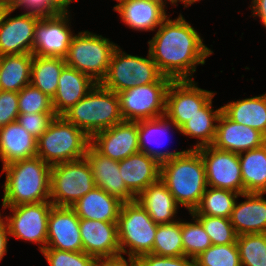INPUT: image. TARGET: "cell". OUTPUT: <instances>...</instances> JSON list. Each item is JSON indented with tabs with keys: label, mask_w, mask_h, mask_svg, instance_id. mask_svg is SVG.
Instances as JSON below:
<instances>
[{
	"label": "cell",
	"mask_w": 266,
	"mask_h": 266,
	"mask_svg": "<svg viewBox=\"0 0 266 266\" xmlns=\"http://www.w3.org/2000/svg\"><path fill=\"white\" fill-rule=\"evenodd\" d=\"M148 44L152 60L172 80H193L197 65L213 54L181 13L174 20L169 15Z\"/></svg>",
	"instance_id": "cell-1"
},
{
	"label": "cell",
	"mask_w": 266,
	"mask_h": 266,
	"mask_svg": "<svg viewBox=\"0 0 266 266\" xmlns=\"http://www.w3.org/2000/svg\"><path fill=\"white\" fill-rule=\"evenodd\" d=\"M159 179L173 195L176 203L191 213L199 205L207 188L201 154L197 149H184L180 154L162 161Z\"/></svg>",
	"instance_id": "cell-2"
},
{
	"label": "cell",
	"mask_w": 266,
	"mask_h": 266,
	"mask_svg": "<svg viewBox=\"0 0 266 266\" xmlns=\"http://www.w3.org/2000/svg\"><path fill=\"white\" fill-rule=\"evenodd\" d=\"M6 172L2 207L50 201L51 166L40 157L11 163Z\"/></svg>",
	"instance_id": "cell-3"
},
{
	"label": "cell",
	"mask_w": 266,
	"mask_h": 266,
	"mask_svg": "<svg viewBox=\"0 0 266 266\" xmlns=\"http://www.w3.org/2000/svg\"><path fill=\"white\" fill-rule=\"evenodd\" d=\"M62 116L80 128L89 138L124 121L117 93L100 83Z\"/></svg>",
	"instance_id": "cell-4"
},
{
	"label": "cell",
	"mask_w": 266,
	"mask_h": 266,
	"mask_svg": "<svg viewBox=\"0 0 266 266\" xmlns=\"http://www.w3.org/2000/svg\"><path fill=\"white\" fill-rule=\"evenodd\" d=\"M90 138L63 116H56L37 139V157L50 166L84 158Z\"/></svg>",
	"instance_id": "cell-5"
},
{
	"label": "cell",
	"mask_w": 266,
	"mask_h": 266,
	"mask_svg": "<svg viewBox=\"0 0 266 266\" xmlns=\"http://www.w3.org/2000/svg\"><path fill=\"white\" fill-rule=\"evenodd\" d=\"M117 47L118 44L110 41L109 38L82 30L73 36L65 58L66 65L83 72L96 83H101Z\"/></svg>",
	"instance_id": "cell-6"
},
{
	"label": "cell",
	"mask_w": 266,
	"mask_h": 266,
	"mask_svg": "<svg viewBox=\"0 0 266 266\" xmlns=\"http://www.w3.org/2000/svg\"><path fill=\"white\" fill-rule=\"evenodd\" d=\"M117 224L120 254H127L133 260L153 254L158 224L136 200L122 203Z\"/></svg>",
	"instance_id": "cell-7"
},
{
	"label": "cell",
	"mask_w": 266,
	"mask_h": 266,
	"mask_svg": "<svg viewBox=\"0 0 266 266\" xmlns=\"http://www.w3.org/2000/svg\"><path fill=\"white\" fill-rule=\"evenodd\" d=\"M163 76L149 51L144 58L127 54L118 45L111 56L107 74L100 84L119 93L134 86L158 82Z\"/></svg>",
	"instance_id": "cell-8"
},
{
	"label": "cell",
	"mask_w": 266,
	"mask_h": 266,
	"mask_svg": "<svg viewBox=\"0 0 266 266\" xmlns=\"http://www.w3.org/2000/svg\"><path fill=\"white\" fill-rule=\"evenodd\" d=\"M96 187L88 160L84 157L51 166L50 201L71 207Z\"/></svg>",
	"instance_id": "cell-9"
},
{
	"label": "cell",
	"mask_w": 266,
	"mask_h": 266,
	"mask_svg": "<svg viewBox=\"0 0 266 266\" xmlns=\"http://www.w3.org/2000/svg\"><path fill=\"white\" fill-rule=\"evenodd\" d=\"M171 81V78L163 76L158 82L134 86L117 93L124 121L139 122L163 117Z\"/></svg>",
	"instance_id": "cell-10"
},
{
	"label": "cell",
	"mask_w": 266,
	"mask_h": 266,
	"mask_svg": "<svg viewBox=\"0 0 266 266\" xmlns=\"http://www.w3.org/2000/svg\"><path fill=\"white\" fill-rule=\"evenodd\" d=\"M52 207L51 201L3 207V210L9 208L10 213L12 212V215L2 217L9 236L36 243L40 252L44 250L47 245L48 217Z\"/></svg>",
	"instance_id": "cell-11"
},
{
	"label": "cell",
	"mask_w": 266,
	"mask_h": 266,
	"mask_svg": "<svg viewBox=\"0 0 266 266\" xmlns=\"http://www.w3.org/2000/svg\"><path fill=\"white\" fill-rule=\"evenodd\" d=\"M215 94L199 88L194 79L172 80L166 93L164 116L179 130Z\"/></svg>",
	"instance_id": "cell-12"
},
{
	"label": "cell",
	"mask_w": 266,
	"mask_h": 266,
	"mask_svg": "<svg viewBox=\"0 0 266 266\" xmlns=\"http://www.w3.org/2000/svg\"><path fill=\"white\" fill-rule=\"evenodd\" d=\"M205 165L207 186L243 194L238 153L218 150L212 145L197 149Z\"/></svg>",
	"instance_id": "cell-13"
},
{
	"label": "cell",
	"mask_w": 266,
	"mask_h": 266,
	"mask_svg": "<svg viewBox=\"0 0 266 266\" xmlns=\"http://www.w3.org/2000/svg\"><path fill=\"white\" fill-rule=\"evenodd\" d=\"M69 17L70 11L64 10L58 16L37 21L34 32L33 55L66 58L74 36L69 25Z\"/></svg>",
	"instance_id": "cell-14"
},
{
	"label": "cell",
	"mask_w": 266,
	"mask_h": 266,
	"mask_svg": "<svg viewBox=\"0 0 266 266\" xmlns=\"http://www.w3.org/2000/svg\"><path fill=\"white\" fill-rule=\"evenodd\" d=\"M90 145L101 155L121 161L140 152L138 122L123 121L90 138Z\"/></svg>",
	"instance_id": "cell-15"
},
{
	"label": "cell",
	"mask_w": 266,
	"mask_h": 266,
	"mask_svg": "<svg viewBox=\"0 0 266 266\" xmlns=\"http://www.w3.org/2000/svg\"><path fill=\"white\" fill-rule=\"evenodd\" d=\"M79 220L80 218L72 207L53 205L48 217L45 249L82 252Z\"/></svg>",
	"instance_id": "cell-16"
},
{
	"label": "cell",
	"mask_w": 266,
	"mask_h": 266,
	"mask_svg": "<svg viewBox=\"0 0 266 266\" xmlns=\"http://www.w3.org/2000/svg\"><path fill=\"white\" fill-rule=\"evenodd\" d=\"M174 0H118L113 10L118 12L126 26L135 31H155L169 16L166 4Z\"/></svg>",
	"instance_id": "cell-17"
},
{
	"label": "cell",
	"mask_w": 266,
	"mask_h": 266,
	"mask_svg": "<svg viewBox=\"0 0 266 266\" xmlns=\"http://www.w3.org/2000/svg\"><path fill=\"white\" fill-rule=\"evenodd\" d=\"M10 8L0 24V56L32 54L34 32L39 18L26 14L10 17Z\"/></svg>",
	"instance_id": "cell-18"
},
{
	"label": "cell",
	"mask_w": 266,
	"mask_h": 266,
	"mask_svg": "<svg viewBox=\"0 0 266 266\" xmlns=\"http://www.w3.org/2000/svg\"><path fill=\"white\" fill-rule=\"evenodd\" d=\"M265 143L266 136L260 131L230 120L223 112L219 115L212 144L214 148L239 154Z\"/></svg>",
	"instance_id": "cell-19"
},
{
	"label": "cell",
	"mask_w": 266,
	"mask_h": 266,
	"mask_svg": "<svg viewBox=\"0 0 266 266\" xmlns=\"http://www.w3.org/2000/svg\"><path fill=\"white\" fill-rule=\"evenodd\" d=\"M83 252L93 257L120 254L118 224L96 220H79Z\"/></svg>",
	"instance_id": "cell-20"
},
{
	"label": "cell",
	"mask_w": 266,
	"mask_h": 266,
	"mask_svg": "<svg viewBox=\"0 0 266 266\" xmlns=\"http://www.w3.org/2000/svg\"><path fill=\"white\" fill-rule=\"evenodd\" d=\"M85 158L90 164L96 187L118 198L123 203L135 201L136 197L127 189L119 172V162L98 153L88 146Z\"/></svg>",
	"instance_id": "cell-21"
},
{
	"label": "cell",
	"mask_w": 266,
	"mask_h": 266,
	"mask_svg": "<svg viewBox=\"0 0 266 266\" xmlns=\"http://www.w3.org/2000/svg\"><path fill=\"white\" fill-rule=\"evenodd\" d=\"M160 163L155 157L141 151L119 161L121 178L135 197L159 180Z\"/></svg>",
	"instance_id": "cell-22"
},
{
	"label": "cell",
	"mask_w": 266,
	"mask_h": 266,
	"mask_svg": "<svg viewBox=\"0 0 266 266\" xmlns=\"http://www.w3.org/2000/svg\"><path fill=\"white\" fill-rule=\"evenodd\" d=\"M96 84L88 75L66 65L62 69L55 96L52 98L56 116H62L83 99Z\"/></svg>",
	"instance_id": "cell-23"
},
{
	"label": "cell",
	"mask_w": 266,
	"mask_h": 266,
	"mask_svg": "<svg viewBox=\"0 0 266 266\" xmlns=\"http://www.w3.org/2000/svg\"><path fill=\"white\" fill-rule=\"evenodd\" d=\"M245 201L235 202L230 222L237 235L266 233V199L264 193H243Z\"/></svg>",
	"instance_id": "cell-24"
},
{
	"label": "cell",
	"mask_w": 266,
	"mask_h": 266,
	"mask_svg": "<svg viewBox=\"0 0 266 266\" xmlns=\"http://www.w3.org/2000/svg\"><path fill=\"white\" fill-rule=\"evenodd\" d=\"M37 157V139L18 121L0 128V160L4 166Z\"/></svg>",
	"instance_id": "cell-25"
},
{
	"label": "cell",
	"mask_w": 266,
	"mask_h": 266,
	"mask_svg": "<svg viewBox=\"0 0 266 266\" xmlns=\"http://www.w3.org/2000/svg\"><path fill=\"white\" fill-rule=\"evenodd\" d=\"M122 203L103 189L95 187L71 207L80 219L117 223Z\"/></svg>",
	"instance_id": "cell-26"
},
{
	"label": "cell",
	"mask_w": 266,
	"mask_h": 266,
	"mask_svg": "<svg viewBox=\"0 0 266 266\" xmlns=\"http://www.w3.org/2000/svg\"><path fill=\"white\" fill-rule=\"evenodd\" d=\"M135 200L147 211L156 224L176 221L174 219L179 205L160 179L143 190Z\"/></svg>",
	"instance_id": "cell-27"
},
{
	"label": "cell",
	"mask_w": 266,
	"mask_h": 266,
	"mask_svg": "<svg viewBox=\"0 0 266 266\" xmlns=\"http://www.w3.org/2000/svg\"><path fill=\"white\" fill-rule=\"evenodd\" d=\"M221 107L230 120L254 128L266 136V93L230 101Z\"/></svg>",
	"instance_id": "cell-28"
},
{
	"label": "cell",
	"mask_w": 266,
	"mask_h": 266,
	"mask_svg": "<svg viewBox=\"0 0 266 266\" xmlns=\"http://www.w3.org/2000/svg\"><path fill=\"white\" fill-rule=\"evenodd\" d=\"M171 124V125H170ZM176 129L175 125L170 122L165 116L157 119L142 120L138 122V134L140 151L155 157L159 162L170 159L173 156L180 154L182 151H160L154 149L150 145H155L156 148H161L165 144L166 136L169 128ZM168 138V137H167Z\"/></svg>",
	"instance_id": "cell-29"
},
{
	"label": "cell",
	"mask_w": 266,
	"mask_h": 266,
	"mask_svg": "<svg viewBox=\"0 0 266 266\" xmlns=\"http://www.w3.org/2000/svg\"><path fill=\"white\" fill-rule=\"evenodd\" d=\"M33 54L0 56V90L19 92L30 84Z\"/></svg>",
	"instance_id": "cell-30"
},
{
	"label": "cell",
	"mask_w": 266,
	"mask_h": 266,
	"mask_svg": "<svg viewBox=\"0 0 266 266\" xmlns=\"http://www.w3.org/2000/svg\"><path fill=\"white\" fill-rule=\"evenodd\" d=\"M213 98L214 96L178 131L184 136L199 139L198 143L192 146L193 149L210 146L214 142L217 120L222 112V107L214 110L212 107Z\"/></svg>",
	"instance_id": "cell-31"
},
{
	"label": "cell",
	"mask_w": 266,
	"mask_h": 266,
	"mask_svg": "<svg viewBox=\"0 0 266 266\" xmlns=\"http://www.w3.org/2000/svg\"><path fill=\"white\" fill-rule=\"evenodd\" d=\"M243 193L266 194V143L256 149L238 154Z\"/></svg>",
	"instance_id": "cell-32"
},
{
	"label": "cell",
	"mask_w": 266,
	"mask_h": 266,
	"mask_svg": "<svg viewBox=\"0 0 266 266\" xmlns=\"http://www.w3.org/2000/svg\"><path fill=\"white\" fill-rule=\"evenodd\" d=\"M65 66L64 58L33 55L30 84L52 99L58 87V79Z\"/></svg>",
	"instance_id": "cell-33"
},
{
	"label": "cell",
	"mask_w": 266,
	"mask_h": 266,
	"mask_svg": "<svg viewBox=\"0 0 266 266\" xmlns=\"http://www.w3.org/2000/svg\"><path fill=\"white\" fill-rule=\"evenodd\" d=\"M238 197H240V194L234 191L207 186L199 205L191 214L194 216L230 218Z\"/></svg>",
	"instance_id": "cell-34"
},
{
	"label": "cell",
	"mask_w": 266,
	"mask_h": 266,
	"mask_svg": "<svg viewBox=\"0 0 266 266\" xmlns=\"http://www.w3.org/2000/svg\"><path fill=\"white\" fill-rule=\"evenodd\" d=\"M153 254L166 257L183 256L181 220L158 224L153 246Z\"/></svg>",
	"instance_id": "cell-35"
},
{
	"label": "cell",
	"mask_w": 266,
	"mask_h": 266,
	"mask_svg": "<svg viewBox=\"0 0 266 266\" xmlns=\"http://www.w3.org/2000/svg\"><path fill=\"white\" fill-rule=\"evenodd\" d=\"M193 222L181 220L183 255L195 259L211 245V239L201 222L191 213Z\"/></svg>",
	"instance_id": "cell-36"
},
{
	"label": "cell",
	"mask_w": 266,
	"mask_h": 266,
	"mask_svg": "<svg viewBox=\"0 0 266 266\" xmlns=\"http://www.w3.org/2000/svg\"><path fill=\"white\" fill-rule=\"evenodd\" d=\"M236 244L242 266H266V233L239 235Z\"/></svg>",
	"instance_id": "cell-37"
},
{
	"label": "cell",
	"mask_w": 266,
	"mask_h": 266,
	"mask_svg": "<svg viewBox=\"0 0 266 266\" xmlns=\"http://www.w3.org/2000/svg\"><path fill=\"white\" fill-rule=\"evenodd\" d=\"M195 266H242L237 244L211 245L195 258Z\"/></svg>",
	"instance_id": "cell-38"
},
{
	"label": "cell",
	"mask_w": 266,
	"mask_h": 266,
	"mask_svg": "<svg viewBox=\"0 0 266 266\" xmlns=\"http://www.w3.org/2000/svg\"><path fill=\"white\" fill-rule=\"evenodd\" d=\"M202 224L211 239L212 245L233 244L237 241V233L229 218L212 216H195Z\"/></svg>",
	"instance_id": "cell-39"
},
{
	"label": "cell",
	"mask_w": 266,
	"mask_h": 266,
	"mask_svg": "<svg viewBox=\"0 0 266 266\" xmlns=\"http://www.w3.org/2000/svg\"><path fill=\"white\" fill-rule=\"evenodd\" d=\"M19 114L55 113L52 99L31 84L18 92Z\"/></svg>",
	"instance_id": "cell-40"
},
{
	"label": "cell",
	"mask_w": 266,
	"mask_h": 266,
	"mask_svg": "<svg viewBox=\"0 0 266 266\" xmlns=\"http://www.w3.org/2000/svg\"><path fill=\"white\" fill-rule=\"evenodd\" d=\"M49 266H93L94 258L85 252L44 249L41 251Z\"/></svg>",
	"instance_id": "cell-41"
},
{
	"label": "cell",
	"mask_w": 266,
	"mask_h": 266,
	"mask_svg": "<svg viewBox=\"0 0 266 266\" xmlns=\"http://www.w3.org/2000/svg\"><path fill=\"white\" fill-rule=\"evenodd\" d=\"M27 10L22 13L35 16L39 19L58 16L64 9L56 2V0H18L11 8L15 11L17 8Z\"/></svg>",
	"instance_id": "cell-42"
},
{
	"label": "cell",
	"mask_w": 266,
	"mask_h": 266,
	"mask_svg": "<svg viewBox=\"0 0 266 266\" xmlns=\"http://www.w3.org/2000/svg\"><path fill=\"white\" fill-rule=\"evenodd\" d=\"M56 117L55 113H26L19 114L18 123L32 136L38 139L41 134L48 129L52 120Z\"/></svg>",
	"instance_id": "cell-43"
},
{
	"label": "cell",
	"mask_w": 266,
	"mask_h": 266,
	"mask_svg": "<svg viewBox=\"0 0 266 266\" xmlns=\"http://www.w3.org/2000/svg\"><path fill=\"white\" fill-rule=\"evenodd\" d=\"M135 266H195V259L187 256L166 257L152 253L144 254L134 260Z\"/></svg>",
	"instance_id": "cell-44"
},
{
	"label": "cell",
	"mask_w": 266,
	"mask_h": 266,
	"mask_svg": "<svg viewBox=\"0 0 266 266\" xmlns=\"http://www.w3.org/2000/svg\"><path fill=\"white\" fill-rule=\"evenodd\" d=\"M18 115V93L0 90V128L17 121Z\"/></svg>",
	"instance_id": "cell-45"
},
{
	"label": "cell",
	"mask_w": 266,
	"mask_h": 266,
	"mask_svg": "<svg viewBox=\"0 0 266 266\" xmlns=\"http://www.w3.org/2000/svg\"><path fill=\"white\" fill-rule=\"evenodd\" d=\"M93 266H135L134 260L128 258V261L122 254L112 257H95Z\"/></svg>",
	"instance_id": "cell-46"
},
{
	"label": "cell",
	"mask_w": 266,
	"mask_h": 266,
	"mask_svg": "<svg viewBox=\"0 0 266 266\" xmlns=\"http://www.w3.org/2000/svg\"><path fill=\"white\" fill-rule=\"evenodd\" d=\"M8 229L4 219L2 218V214L0 212V261H2L3 257L6 255L8 238L10 239Z\"/></svg>",
	"instance_id": "cell-47"
},
{
	"label": "cell",
	"mask_w": 266,
	"mask_h": 266,
	"mask_svg": "<svg viewBox=\"0 0 266 266\" xmlns=\"http://www.w3.org/2000/svg\"><path fill=\"white\" fill-rule=\"evenodd\" d=\"M249 8L252 9L251 16L266 17V0H252Z\"/></svg>",
	"instance_id": "cell-48"
},
{
	"label": "cell",
	"mask_w": 266,
	"mask_h": 266,
	"mask_svg": "<svg viewBox=\"0 0 266 266\" xmlns=\"http://www.w3.org/2000/svg\"><path fill=\"white\" fill-rule=\"evenodd\" d=\"M9 9L10 8L0 0V24L4 20Z\"/></svg>",
	"instance_id": "cell-49"
},
{
	"label": "cell",
	"mask_w": 266,
	"mask_h": 266,
	"mask_svg": "<svg viewBox=\"0 0 266 266\" xmlns=\"http://www.w3.org/2000/svg\"><path fill=\"white\" fill-rule=\"evenodd\" d=\"M79 1V0H56V2L64 9L68 10L69 5H71V2Z\"/></svg>",
	"instance_id": "cell-50"
},
{
	"label": "cell",
	"mask_w": 266,
	"mask_h": 266,
	"mask_svg": "<svg viewBox=\"0 0 266 266\" xmlns=\"http://www.w3.org/2000/svg\"><path fill=\"white\" fill-rule=\"evenodd\" d=\"M201 0H174V5L177 6V2H182L184 4V8L191 6L193 3Z\"/></svg>",
	"instance_id": "cell-51"
},
{
	"label": "cell",
	"mask_w": 266,
	"mask_h": 266,
	"mask_svg": "<svg viewBox=\"0 0 266 266\" xmlns=\"http://www.w3.org/2000/svg\"><path fill=\"white\" fill-rule=\"evenodd\" d=\"M9 8H12L18 0H1Z\"/></svg>",
	"instance_id": "cell-52"
},
{
	"label": "cell",
	"mask_w": 266,
	"mask_h": 266,
	"mask_svg": "<svg viewBox=\"0 0 266 266\" xmlns=\"http://www.w3.org/2000/svg\"><path fill=\"white\" fill-rule=\"evenodd\" d=\"M259 19L261 20V24L263 25L264 28H266V17H259Z\"/></svg>",
	"instance_id": "cell-53"
}]
</instances>
